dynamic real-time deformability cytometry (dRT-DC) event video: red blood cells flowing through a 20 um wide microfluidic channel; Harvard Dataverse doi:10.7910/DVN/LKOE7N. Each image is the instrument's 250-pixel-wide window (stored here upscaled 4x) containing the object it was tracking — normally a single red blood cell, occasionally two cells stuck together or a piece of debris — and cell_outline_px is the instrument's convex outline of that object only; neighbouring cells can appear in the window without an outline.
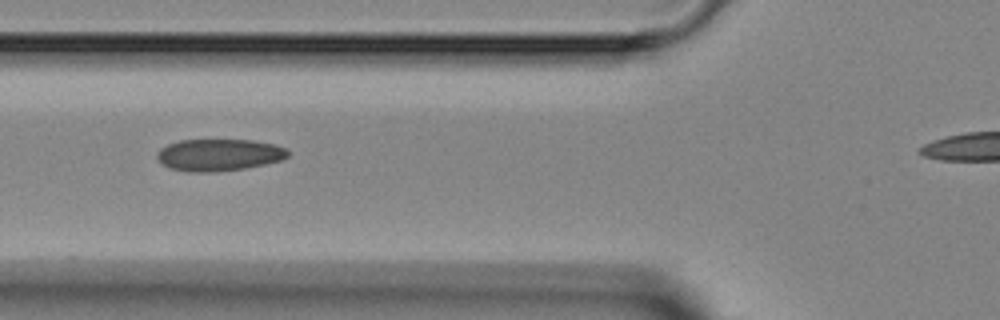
{"species": "Egyptian fruit bat (a non-hibernating species)", "species_latin": "Rousettus aegyptiacus", "temperature_condition": "room temperature", "stored_images_in_passage": 5, "camera_frame_rate_fps": 3000, "um_per_image_px": 0.085, "animal": {"sex": "female"}, "frame": {"image": 1, "passage_image": 5, "time_ms": 4.333, "image_size_px": [1000, 320], "cell_outline_px": [[288, 156], [280, 160], [264, 164], [244, 168], [216, 172], [192, 172], [172, 168], [164, 164], [156, 156], [156, 152], [160, 148], [168, 144], [180, 140], [252, 140], [276, 144], [288, 148]], "centroid_in_image_um": [18.63, 13.15], "position_along_channel_um": 107.2, "area_um2": 24.28}}